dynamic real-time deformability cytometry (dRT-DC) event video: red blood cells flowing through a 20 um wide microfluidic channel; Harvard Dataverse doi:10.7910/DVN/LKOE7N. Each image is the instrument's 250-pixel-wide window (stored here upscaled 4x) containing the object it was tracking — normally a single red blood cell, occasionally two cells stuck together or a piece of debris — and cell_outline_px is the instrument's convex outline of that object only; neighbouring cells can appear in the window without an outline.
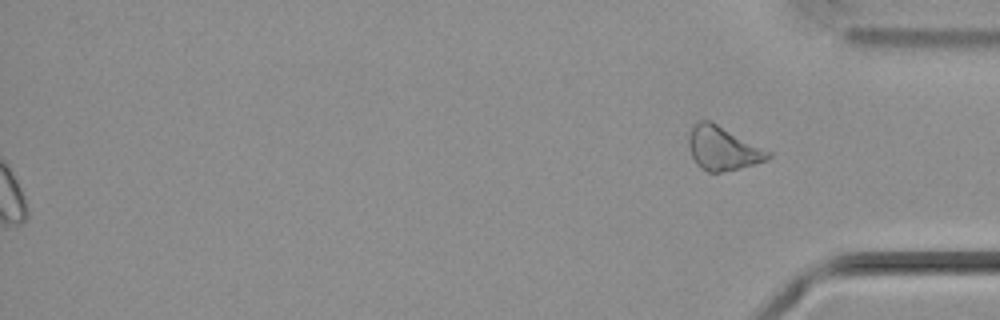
{"species": "common noctule bat (a hibernating species)", "species_latin": "Nyctalus noctula", "temperature_condition": "cold", "stored_images_in_passage": 52, "segment_of_instrument_passage": [2, 2], "camera_frame_rate_fps": 3000, "um_per_image_px": 0.085, "animal": {"sex": "male", "body_mass_g": 21.5, "forearm_length_mm": 52.0}, "frame": {"image": 1, "passage_image": 52, "time_ms": 17.0, "image_size_px": [1000, 320], "cell_outline_px": [[772, 156], [764, 160], [752, 164], [720, 172], [708, 172], [700, 168], [696, 164], [692, 156], [688, 144], [688, 136], [692, 124], [700, 120], [712, 120], [772, 152]], "centroid_in_image_um": [61.4, 12.56], "position_along_channel_um": 373.8, "area_um2": 20.35}}